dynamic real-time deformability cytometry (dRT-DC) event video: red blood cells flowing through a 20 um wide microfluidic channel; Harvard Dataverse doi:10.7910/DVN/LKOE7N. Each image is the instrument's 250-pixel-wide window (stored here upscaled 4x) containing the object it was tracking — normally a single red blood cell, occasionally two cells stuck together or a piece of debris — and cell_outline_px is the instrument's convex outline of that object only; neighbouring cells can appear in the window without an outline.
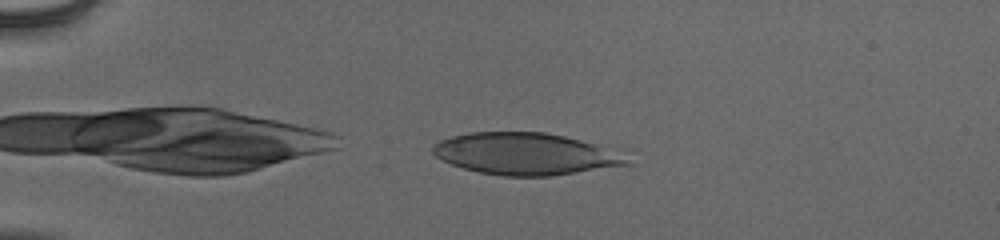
{"species": "human", "species_latin": "Homo sapiens", "temperature_condition": "cold", "stored_images_in_passage": 42, "camera_frame_rate_fps": 3000, "um_per_image_px": 0.085, "donor": {"sex": "male"}, "frame": {"image": 1, "passage_image": 2, "time_ms": 0.333, "image_size_px": [1000, 240], "cell_outline_px": [[632, 164], [548, 176], [504, 176], [480, 172], [464, 168], [452, 164], [436, 156], [432, 152], [432, 144], [440, 140], [452, 136], [468, 132], [544, 132], [564, 136], [580, 140], [592, 144]], "centroid_in_image_um": [44.47, 13.07], "position_along_channel_um": 40.5, "area_um2": 46.01}}
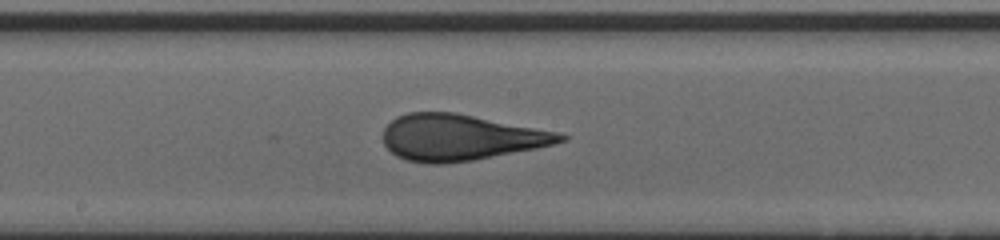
{"frame": {"image": 2, "passage_image": 19, "time_ms": 6.0, "image_size_px": [1000, 240], "cell_outline_px": [[568, 140], [536, 148], [472, 160], [444, 164], [428, 164], [408, 160], [396, 156], [384, 144], [384, 128], [396, 116], [408, 112], [456, 112], [560, 132], [568, 136]], "centroid_in_image_um": [39.14, 11.67], "position_along_channel_um": 209.1, "area_um2": 47.63}}
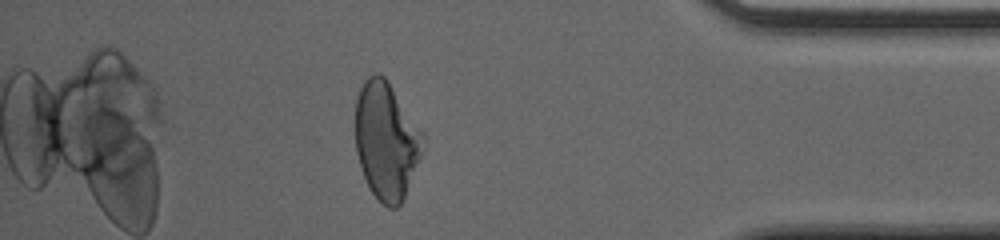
{"frame": {"image": 3, "passage_image": 36, "time_ms": 11.667, "image_size_px": [1000, 240], "cell_outline_px": [[424, 140], [420, 156], [404, 196], [400, 204], [396, 208], [388, 208], [372, 192], [364, 176], [356, 152], [356, 96], [364, 80], [368, 76], [376, 72], [380, 72], [388, 80], [424, 132]], "centroid_in_image_um": [32.83, 11.88], "position_along_channel_um": 402.4, "area_um2": 45.95}, "authors_computed_cell_mechanics": {"area_um2": 47.2515, "velocity_mm_per_s": 3.9045, "shape_relaxation_time_tau1_ms": 7.203, "shape_relaxation_time_tau2_ms": null, "deformation_change_tau1": 0.2192, "deformation_change_tau2": null}}